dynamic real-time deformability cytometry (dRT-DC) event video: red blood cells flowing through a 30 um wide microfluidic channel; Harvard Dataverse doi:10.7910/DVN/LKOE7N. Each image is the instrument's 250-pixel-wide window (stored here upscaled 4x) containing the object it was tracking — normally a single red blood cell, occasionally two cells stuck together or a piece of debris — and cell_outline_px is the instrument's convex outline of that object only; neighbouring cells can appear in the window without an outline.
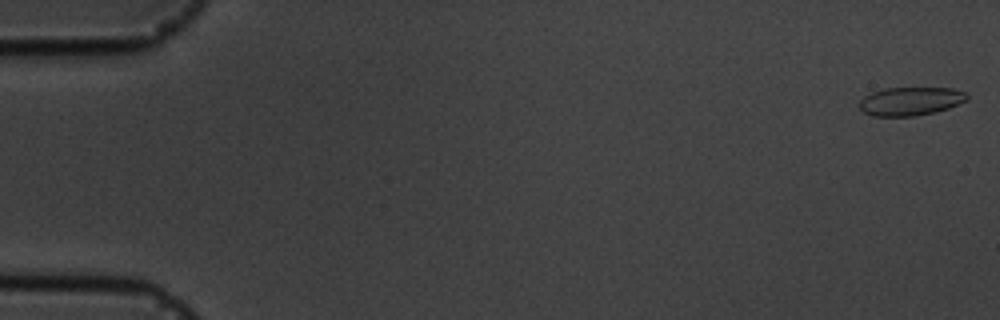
{"species": "common noctule bat (a hibernating species)", "species_latin": "Nyctalus noctula", "temperature_condition": "cold", "stored_images_in_passage": 17, "camera_frame_rate_fps": 3000, "um_per_image_px": 0.085, "animal": {"sex": "male", "body_mass_g": 19.5, "forearm_length_mm": 54.6}, "frame": {"image": 1, "passage_image": 1, "time_ms": 0.0, "image_size_px": [1000, 320], "cell_outline_px": [[968, 100], [948, 108], [936, 112], [916, 116], [872, 116], [864, 112], [860, 108], [860, 100], [864, 96], [872, 92], [884, 88], [952, 88], [964, 92], [968, 96]], "centroid_in_image_um": [77.39, 8.61], "position_along_channel_um": 7.6, "area_um2": 17.86}}
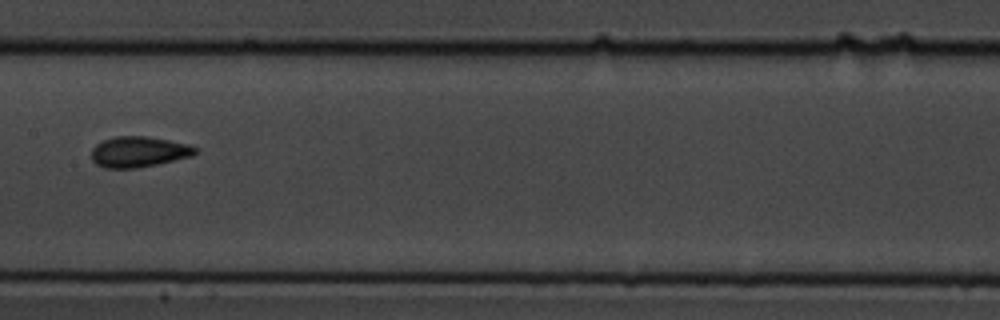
{"frame": {"image": 2, "passage_image": 9, "time_ms": 9.333, "image_size_px": [1000, 320], "cell_outline_px": [[196, 152], [192, 156], [156, 164], [136, 168], [104, 168], [96, 164], [92, 160], [92, 148], [96, 144], [104, 140], [116, 136], [148, 136], [188, 144], [196, 148]], "centroid_in_image_um": [11.76, 12.9], "position_along_channel_um": 195.6, "area_um2": 18.44}}
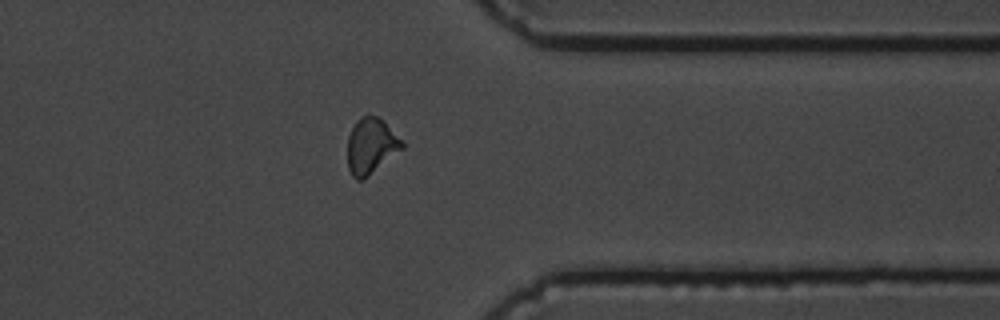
{"frame": {"image": 3, "passage_image": 14, "time_ms": 14.667, "image_size_px": [1000, 320], "cell_outline_px": [[404, 148], [364, 180], [356, 180], [352, 176], [348, 168], [348, 136], [356, 120], [360, 116], [376, 116], [384, 120], [404, 140]], "centroid_in_image_um": [31.57, 12.41], "position_along_channel_um": 379.8, "area_um2": 18.09}, "authors_computed_cell_mechanics": {"area_um2": 18.0914, "velocity_mm_per_s": 3.5794, "shape_relaxation_time_tau1_ms": 2.5262, "shape_relaxation_time_tau2_ms": 1.4168, "deformation_change_tau1": 0.066, "deformation_change_tau2": 0.0455}}